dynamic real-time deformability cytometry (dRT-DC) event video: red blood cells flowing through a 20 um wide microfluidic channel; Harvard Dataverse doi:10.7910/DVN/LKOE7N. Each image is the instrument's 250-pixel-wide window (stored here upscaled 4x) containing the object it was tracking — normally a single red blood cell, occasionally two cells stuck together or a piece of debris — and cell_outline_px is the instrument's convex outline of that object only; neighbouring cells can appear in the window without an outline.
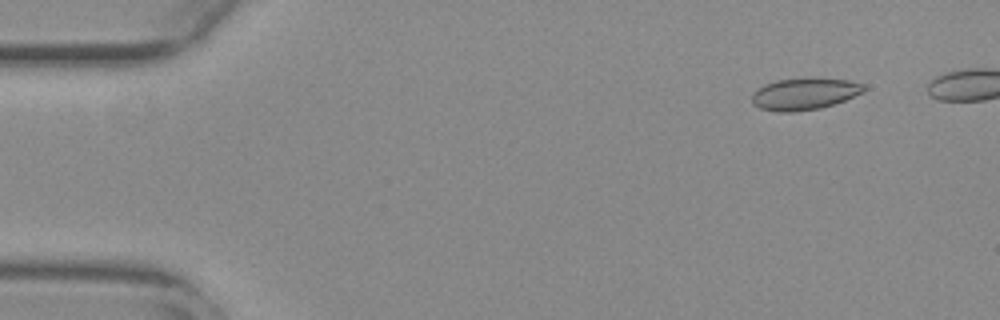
{"species": "common noctule bat (a hibernating species)", "species_latin": "Nyctalus noctula", "temperature_condition": "warm", "stored_images_in_passage": 46, "camera_frame_rate_fps": 3000, "um_per_image_px": 0.085, "animal": {"sex": "female", "body_mass_g": 29.2, "forearm_length_mm": 56.3}, "frame": {"image": 1, "passage_image": 2, "time_ms": 0.333, "image_size_px": [1000, 320], "cell_outline_px": [[864, 92], [844, 100], [820, 108], [792, 112], [776, 112], [760, 108], [752, 104], [752, 92], [756, 88], [764, 84], [776, 80], [804, 76], [808, 76], [848, 80], [864, 84]], "centroid_in_image_um": [68.33, 7.95], "position_along_channel_um": 16.7, "area_um2": 21.27}}
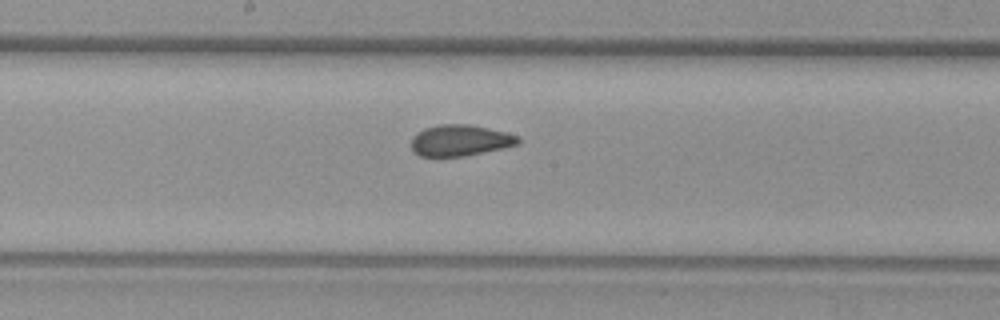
{"frame": {"image": 2, "passage_image": 26, "time_ms": 8.333, "image_size_px": [1000, 320], "cell_outline_px": [[520, 144], [504, 148], [464, 156], [420, 156], [412, 152], [412, 136], [416, 132], [424, 128], [440, 124], [472, 124], [520, 136]], "centroid_in_image_um": [39.11, 11.93], "position_along_channel_um": 209.1, "area_um2": 19.59}}
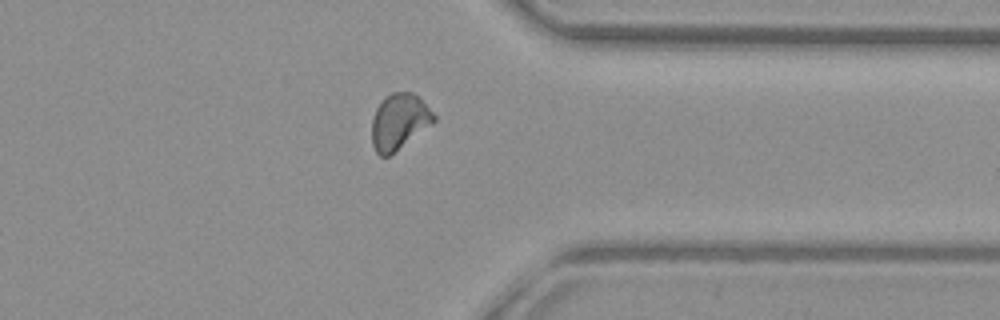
{"frame": {"image": 3, "passage_image": 40, "time_ms": 13.0, "image_size_px": [1000, 320], "cell_outline_px": [[436, 120], [432, 124], [388, 156], [380, 156], [376, 152], [372, 144], [372, 120], [376, 108], [384, 96], [392, 92], [412, 92], [420, 96], [436, 116]], "centroid_in_image_um": [33.93, 10.3], "position_along_channel_um": 377.5, "area_um2": 20.17}, "authors_computed_cell_mechanics": {"area_um2": 20.0277, "velocity_mm_per_s": 3.7487, "shape_relaxation_time_tau1_ms": null, "shape_relaxation_time_tau2_ms": 0.8346, "deformation_change_tau1": null, "deformation_change_tau2": 0.0478}}